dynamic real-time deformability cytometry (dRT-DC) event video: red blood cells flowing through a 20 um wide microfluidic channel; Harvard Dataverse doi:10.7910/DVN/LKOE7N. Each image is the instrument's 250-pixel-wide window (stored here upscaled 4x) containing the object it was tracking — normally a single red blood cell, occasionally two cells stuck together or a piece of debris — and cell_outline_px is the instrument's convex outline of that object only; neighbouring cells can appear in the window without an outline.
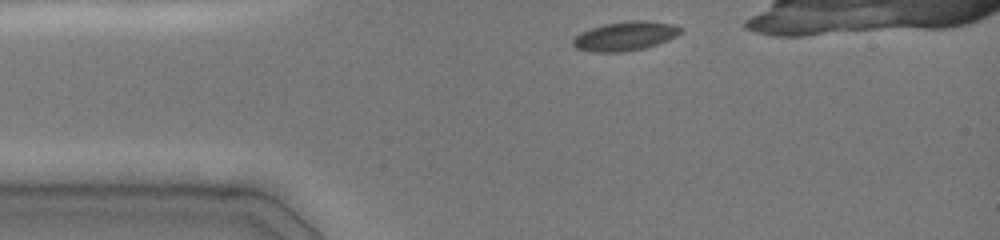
{"species": "common noctule bat (a hibernating species)", "species_latin": "Nyctalus noctula", "temperature_condition": "cold", "stored_images_in_passage": 34, "camera_frame_rate_fps": 3000, "um_per_image_px": 0.085, "animal": {"sex": "female", "body_mass_g": 19.0, "forearm_length_mm": 51.5}, "frame": {"image": 1, "passage_image": 1, "time_ms": 0.0, "image_size_px": [1000, 240], "cell_outline_px": [[684, 32], [668, 40], [644, 48], [624, 52], [596, 52], [576, 48], [572, 44], [572, 40], [580, 32], [604, 24], [628, 20], [648, 20], [672, 24], [684, 28]], "centroid_in_image_um": [53.18, 3.06], "position_along_channel_um": 31.8, "area_um2": 18.38}}
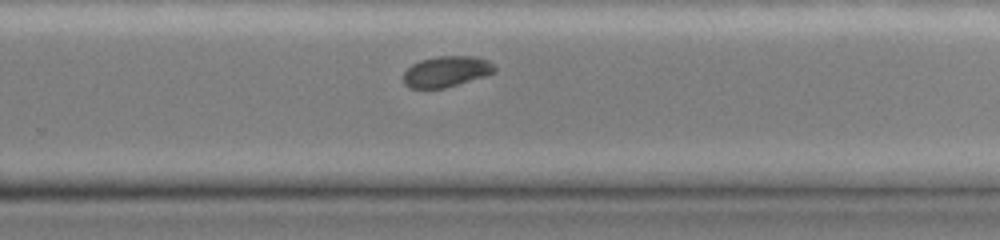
{"frame": {"image": 2, "passage_image": 23, "time_ms": 7.333, "image_size_px": [1000, 240], "cell_outline_px": [[496, 72], [484, 76], [444, 88], [408, 88], [404, 84], [404, 72], [412, 64], [420, 60], [436, 56], [472, 56], [488, 60], [496, 68]], "centroid_in_image_um": [37.92, 6.07], "position_along_channel_um": 291.9, "area_um2": 16.3}}
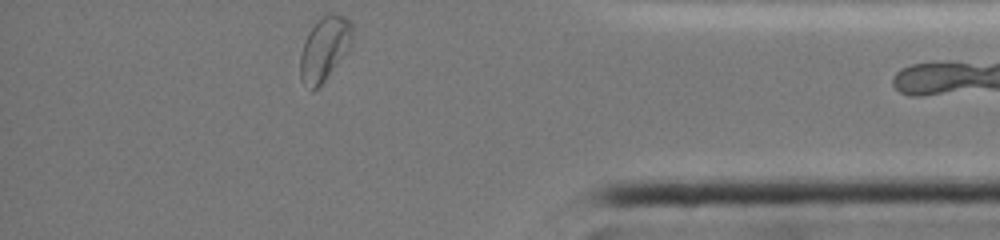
{"frame": {"image": 3, "passage_image": 33, "time_ms": 10.667, "image_size_px": [1000, 240], "cell_outline_px": [[352, 44], [324, 80], [312, 92], [300, 80], [300, 56], [304, 40], [308, 32], [328, 12], [332, 12], [344, 16], [352, 24]], "centroid_in_image_um": [27.56, 4.13], "position_along_channel_um": 407.6, "area_um2": 19.13}}